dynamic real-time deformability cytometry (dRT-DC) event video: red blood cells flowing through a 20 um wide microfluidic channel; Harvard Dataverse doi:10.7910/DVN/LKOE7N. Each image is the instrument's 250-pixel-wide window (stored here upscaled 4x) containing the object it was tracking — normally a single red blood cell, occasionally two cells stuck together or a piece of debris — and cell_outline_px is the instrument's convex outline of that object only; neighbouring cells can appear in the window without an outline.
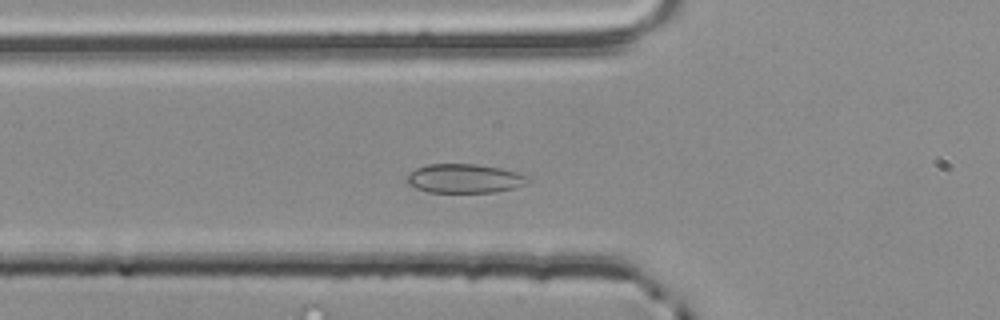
{"species": "common noctule bat (a hibernating species)", "species_latin": "Nyctalus noctula", "temperature_condition": "room temperature", "stored_images_in_passage": 47, "camera_frame_rate_fps": 3000, "um_per_image_px": 0.085, "animal": {"sex": "male", "body_mass_g": 20.4}, "frame": {"image": 1, "passage_image": 12, "time_ms": 3.667, "image_size_px": [1000, 320], "cell_outline_px": [[532, 180], [516, 188], [496, 192], [428, 192], [416, 188], [408, 184], [408, 176], [416, 168], [428, 164], [476, 164], [500, 168], [516, 172], [528, 176]], "centroid_in_image_um": [39.52, 15.17], "position_along_channel_um": 86.3, "area_um2": 20.4}}
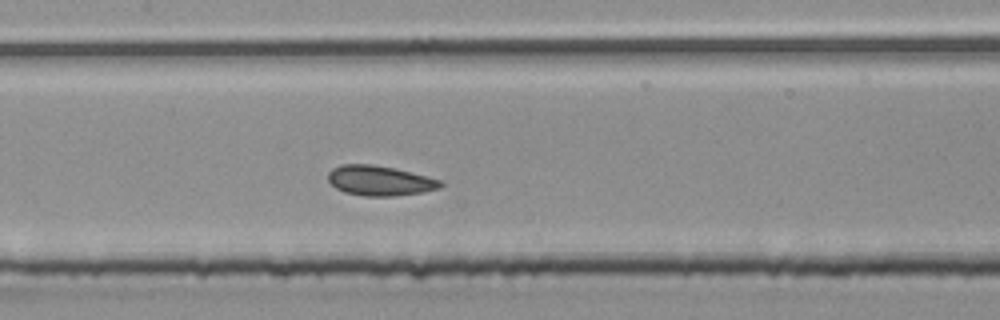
{"frame": {"image": 2, "passage_image": 19, "time_ms": 6.0, "image_size_px": [1000, 320], "cell_outline_px": [[444, 184], [440, 188], [420, 192], [392, 196], [364, 196], [344, 192], [336, 188], [328, 180], [328, 172], [332, 168], [340, 164], [372, 164], [396, 168], [412, 172], [440, 180]], "centroid_in_image_um": [32.25, 15.34], "position_along_channel_um": 175.1, "area_um2": 19.65}}
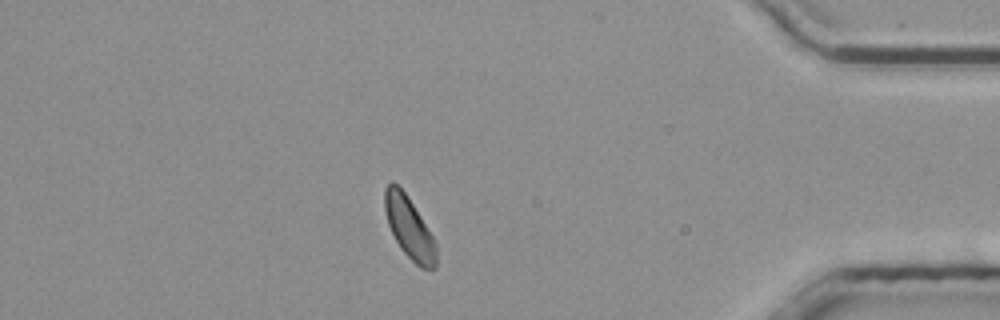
{"frame": {"image": 3, "passage_image": 40, "time_ms": 13.0, "image_size_px": [1000, 320], "cell_outline_px": [[436, 268], [420, 268], [400, 248], [388, 224], [384, 208], [384, 188], [392, 180], [404, 192], [420, 216], [432, 236], [436, 244]], "centroid_in_image_um": [34.76, 19.35], "position_along_channel_um": 400.4, "area_um2": 18.09}, "authors_computed_cell_mechanics": {"area_um2": 19.4786, "velocity_mm_per_s": 3.7966, "shape_relaxation_time_tau1_ms": 2.6123, "shape_relaxation_time_tau2_ms": 1.0224, "deformation_change_tau1": 0.036, "deformation_change_tau2": 0.053}}